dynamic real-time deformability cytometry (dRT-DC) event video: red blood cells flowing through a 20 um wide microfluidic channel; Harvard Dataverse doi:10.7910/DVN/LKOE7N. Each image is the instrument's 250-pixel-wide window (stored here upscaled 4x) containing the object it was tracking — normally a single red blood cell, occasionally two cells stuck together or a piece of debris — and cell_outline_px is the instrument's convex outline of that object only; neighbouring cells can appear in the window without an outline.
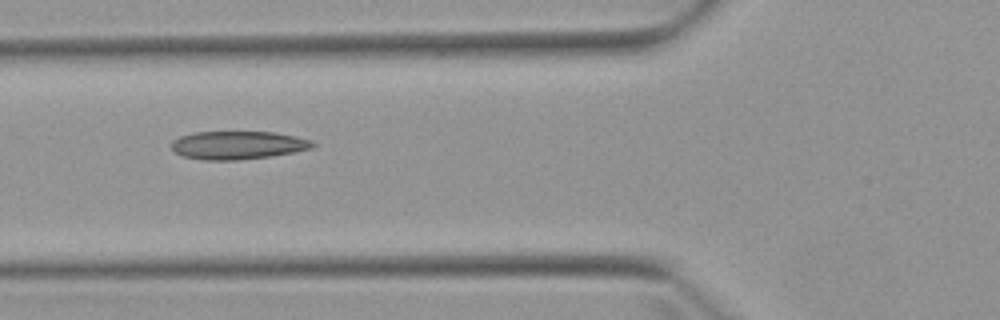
{"species": "Egyptian fruit bat (a non-hibernating species)", "species_latin": "Rousettus aegyptiacus", "temperature_condition": "warm", "stored_images_in_passage": 3, "camera_frame_rate_fps": 3000, "um_per_image_px": 0.085, "animal": {"sex": "female"}, "frame": {"image": 1, "passage_image": 2, "time_ms": 2.0, "image_size_px": [1000, 320], "cell_outline_px": [[316, 144], [312, 148], [272, 156], [236, 160], [204, 160], [184, 156], [176, 152], [172, 148], [172, 140], [180, 136], [192, 132], [276, 132], [296, 136], [312, 140]], "centroid_in_image_um": [20.23, 12.33], "position_along_channel_um": 105.6, "area_um2": 23.18}}
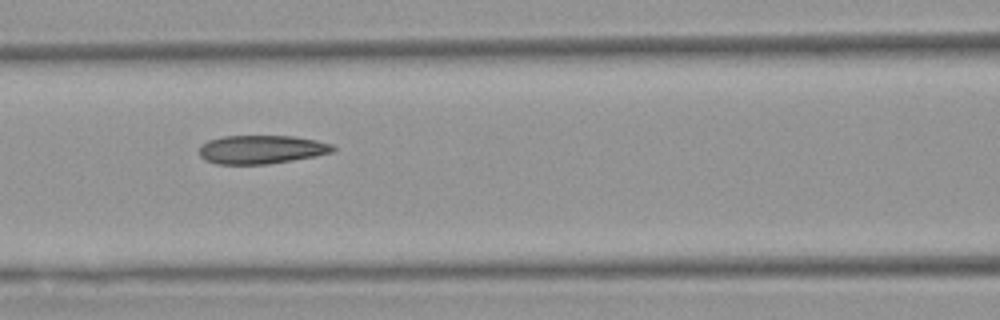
{"frame": {"image": 2, "passage_image": 3, "time_ms": 3.0, "image_size_px": [1000, 320], "cell_outline_px": [[336, 148], [332, 152], [316, 156], [268, 164], [216, 164], [204, 160], [200, 156], [200, 144], [208, 140], [224, 136], [292, 136], [316, 140], [332, 144]], "centroid_in_image_um": [22.2, 12.71], "position_along_channel_um": 144.4, "area_um2": 22.31}}